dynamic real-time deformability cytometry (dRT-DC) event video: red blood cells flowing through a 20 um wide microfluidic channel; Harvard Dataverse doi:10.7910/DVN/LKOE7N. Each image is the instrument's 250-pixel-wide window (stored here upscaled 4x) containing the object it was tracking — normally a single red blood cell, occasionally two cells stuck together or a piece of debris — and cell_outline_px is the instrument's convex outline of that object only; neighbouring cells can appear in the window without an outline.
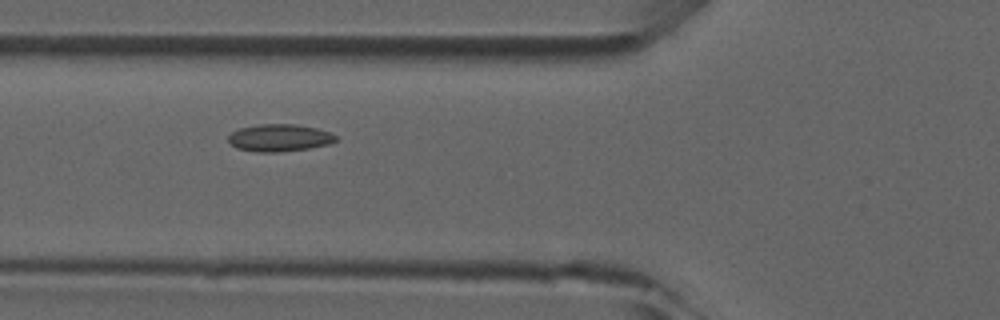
{"species": "common noctule bat (a hibernating species)", "species_latin": "Nyctalus noctula", "temperature_condition": "room temperature", "stored_images_in_passage": 8, "camera_frame_rate_fps": 3000, "um_per_image_px": 0.085, "animal": {"sex": "male", "forearm_length_mm": 52.5}, "frame": {"image": 1, "passage_image": 5, "time_ms": 5.333, "image_size_px": [1000, 320], "cell_outline_px": [[340, 140], [328, 144], [308, 148], [276, 152], [256, 152], [236, 148], [228, 140], [228, 136], [232, 132], [240, 128], [260, 124], [296, 124], [316, 128], [328, 132], [336, 136]], "centroid_in_image_um": [23.75, 11.71], "position_along_channel_um": 102.1, "area_um2": 16.99}}
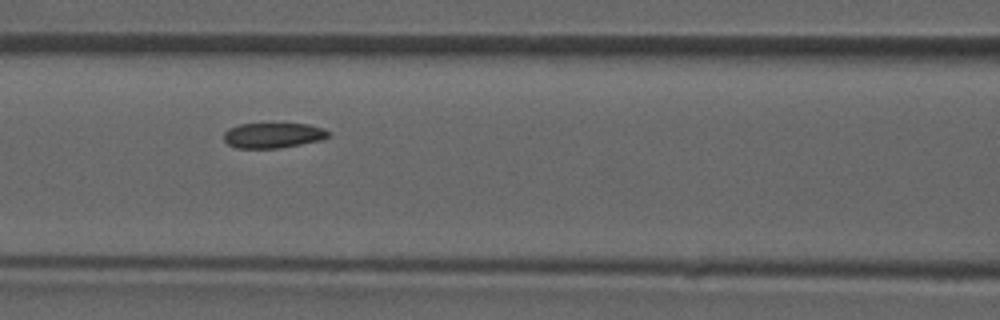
{"frame": {"image": 2, "passage_image": 6, "time_ms": 6.333, "image_size_px": [1000, 320], "cell_outline_px": [[332, 136], [320, 140], [280, 148], [236, 148], [228, 144], [224, 140], [224, 132], [228, 128], [240, 124], [308, 124], [324, 128], [332, 132]], "centroid_in_image_um": [23.24, 11.5], "position_along_channel_um": 143.4, "area_um2": 15.49}}